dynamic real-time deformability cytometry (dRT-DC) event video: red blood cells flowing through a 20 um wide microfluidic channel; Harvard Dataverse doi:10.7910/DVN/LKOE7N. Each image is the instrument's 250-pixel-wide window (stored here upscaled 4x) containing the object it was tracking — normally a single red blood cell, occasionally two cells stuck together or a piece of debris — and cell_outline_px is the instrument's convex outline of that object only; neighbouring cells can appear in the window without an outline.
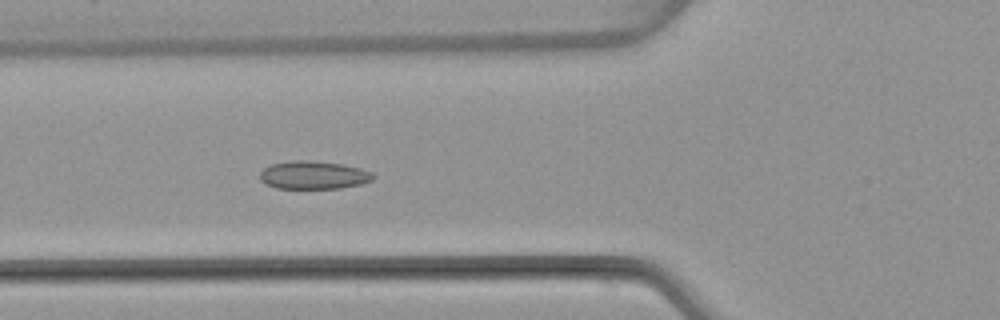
{"species": "common noctule bat (a hibernating species)", "species_latin": "Nyctalus noctula", "temperature_condition": "warm", "stored_images_in_passage": 5, "camera_frame_rate_fps": 3000, "um_per_image_px": 0.085, "animal": {"sex": "female", "body_mass_g": 22.7, "forearm_length_mm": 54.2}, "frame": {"image": 1, "passage_image": 5, "time_ms": 4.667, "image_size_px": [1000, 320], "cell_outline_px": [[376, 176], [372, 180], [360, 184], [340, 188], [276, 188], [264, 184], [260, 180], [260, 172], [264, 168], [272, 164], [292, 160], [308, 160], [344, 164], [360, 168], [372, 172]], "centroid_in_image_um": [26.64, 14.88], "position_along_channel_um": 99.2, "area_um2": 18.61}}